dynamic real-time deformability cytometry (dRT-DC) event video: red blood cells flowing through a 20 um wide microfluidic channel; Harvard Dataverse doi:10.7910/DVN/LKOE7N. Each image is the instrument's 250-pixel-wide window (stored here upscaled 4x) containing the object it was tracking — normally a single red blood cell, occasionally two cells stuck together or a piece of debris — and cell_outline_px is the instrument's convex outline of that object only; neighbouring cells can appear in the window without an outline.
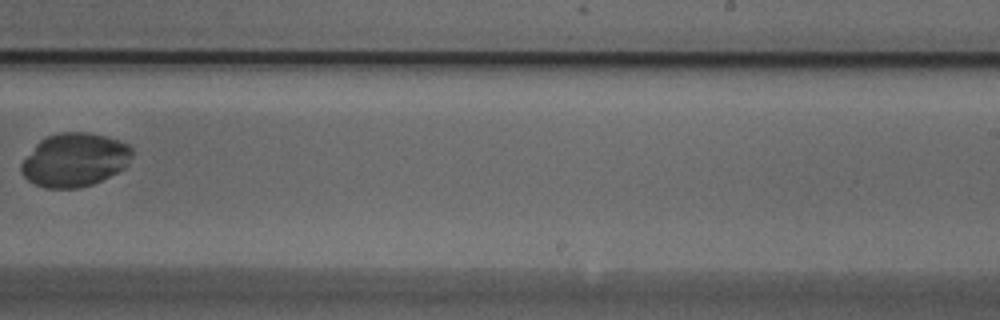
{"species": "Egyptian fruit bat (a non-hibernating species)", "species_latin": "Rousettus aegyptiacus", "temperature_condition": "cold", "stored_images_in_passage": 10, "camera_frame_rate_fps": 3000, "um_per_image_px": 0.085, "animal": {"sex": "male"}, "frame": {"image": 1, "passage_image": 9, "time_ms": 2.667, "image_size_px": [1000, 320], "cell_outline_px": [[136, 152], [128, 164], [120, 172], [92, 184], [80, 188], [44, 188], [28, 180], [20, 172], [20, 164], [36, 144], [40, 140], [48, 136], [60, 132], [88, 132], [120, 140], [128, 144]], "centroid_in_image_um": [6.38, 13.59], "position_along_channel_um": 282.6, "area_um2": 34.91}}